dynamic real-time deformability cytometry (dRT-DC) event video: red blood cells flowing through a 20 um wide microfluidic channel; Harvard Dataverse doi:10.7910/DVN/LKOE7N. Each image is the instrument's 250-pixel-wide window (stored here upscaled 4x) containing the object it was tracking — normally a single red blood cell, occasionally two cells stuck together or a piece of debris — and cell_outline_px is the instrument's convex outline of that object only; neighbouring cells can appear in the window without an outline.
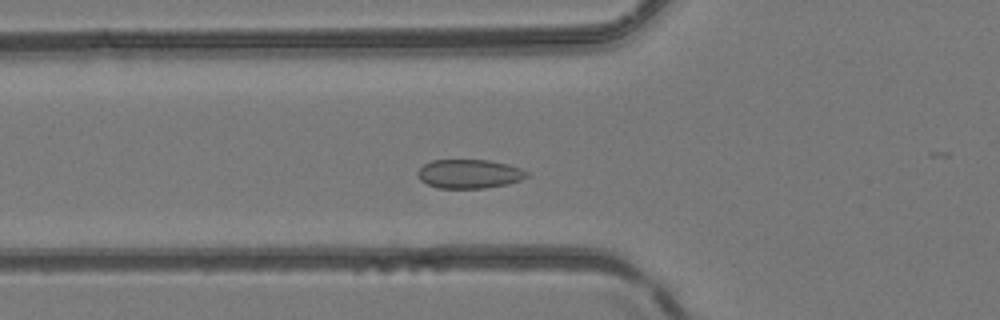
{"species": "common noctule bat (a hibernating species)", "species_latin": "Nyctalus noctula", "temperature_condition": "room temperature", "stored_images_in_passage": 44, "camera_frame_rate_fps": 3000, "um_per_image_px": 0.085, "animal": {"sex": "female", "body_mass_g": 24.6, "forearm_length_mm": 56.2}, "frame": {"image": 1, "passage_image": 13, "time_ms": 4.0, "image_size_px": [1000, 320], "cell_outline_px": [[528, 176], [520, 180], [508, 184], [484, 188], [436, 188], [420, 180], [416, 176], [416, 172], [424, 164], [432, 160], [488, 160], [508, 164], [520, 168], [528, 172]], "centroid_in_image_um": [39.86, 14.78], "position_along_channel_um": 85.9, "area_um2": 18.5}}
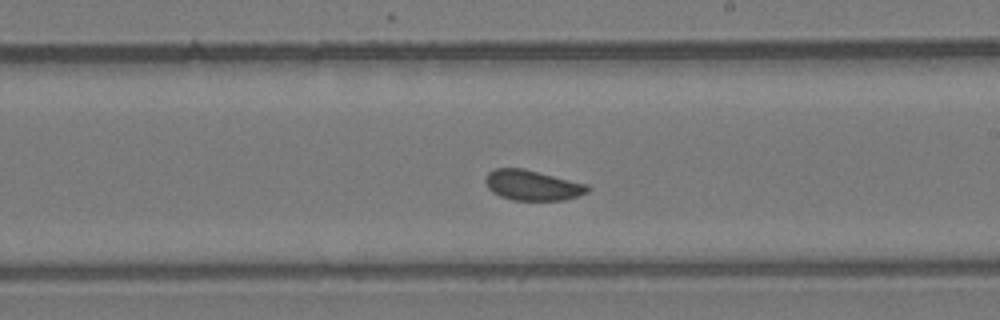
{"frame": {"image": 2, "passage_image": 24, "time_ms": 7.667, "image_size_px": [1000, 320], "cell_outline_px": [[588, 192], [564, 200], [512, 200], [500, 196], [492, 192], [488, 188], [484, 180], [488, 172], [496, 168], [524, 168], [588, 184]], "centroid_in_image_um": [45.23, 15.74], "position_along_channel_um": 243.8, "area_um2": 18.03}}
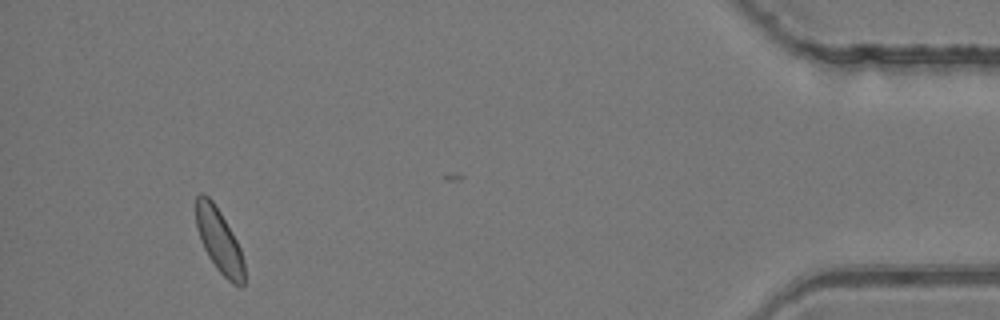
{"frame": {"image": 3, "passage_image": 41, "time_ms": 13.333, "image_size_px": [1000, 320], "cell_outline_px": [[244, 284], [240, 288], [228, 280], [216, 268], [208, 256], [200, 240], [196, 224], [196, 196], [200, 192], [204, 192], [212, 200], [220, 212], [232, 232], [240, 248], [244, 260]], "centroid_in_image_um": [18.62, 20.45], "position_along_channel_um": 416.6, "area_um2": 17.98}}